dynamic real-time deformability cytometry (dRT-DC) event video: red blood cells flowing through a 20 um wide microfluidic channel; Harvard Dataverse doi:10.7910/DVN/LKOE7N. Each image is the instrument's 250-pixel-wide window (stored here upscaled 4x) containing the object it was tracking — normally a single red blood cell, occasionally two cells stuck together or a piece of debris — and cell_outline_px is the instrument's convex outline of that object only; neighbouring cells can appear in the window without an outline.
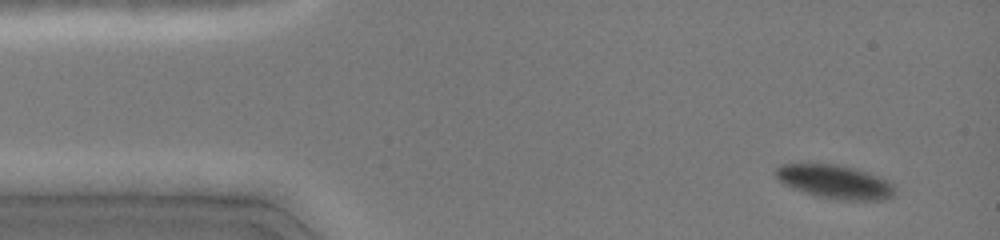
{"species": "common noctule bat (a hibernating species)", "species_latin": "Nyctalus noctula", "temperature_condition": "cold", "stored_images_in_passage": 5, "camera_frame_rate_fps": 3000, "um_per_image_px": 0.085, "animal": {"sex": "female", "body_mass_g": 19.0, "forearm_length_mm": 51.5}, "frame": {"image": 1, "passage_image": 2, "time_ms": 1.0, "image_size_px": [1000, 240], "cell_outline_px": [[892, 196], [884, 200], [836, 200], [816, 196], [792, 188], [784, 184], [772, 172], [780, 164], [836, 164], [852, 168], [876, 176], [892, 184]], "centroid_in_image_um": [70.88, 15.46], "position_along_channel_um": 14.1, "area_um2": 23.0}}
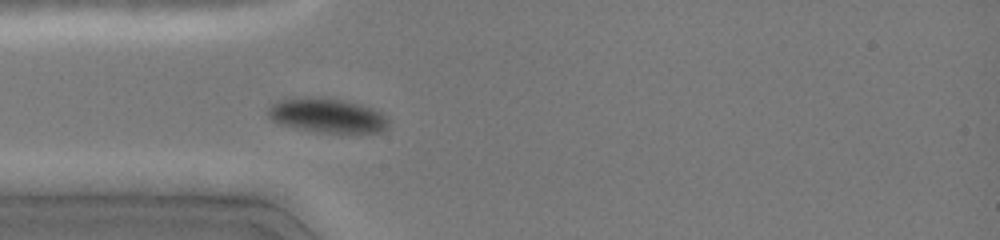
{"frame": {"image": 2, "passage_image": 5, "time_ms": 4.333, "image_size_px": [1000, 240], "cell_outline_px": [[388, 128], [380, 132], [316, 132], [280, 124], [272, 120], [268, 116], [268, 104], [292, 96], [320, 96], [344, 100], [360, 104], [372, 108], [380, 112], [388, 120]], "centroid_in_image_um": [27.75, 9.78], "position_along_channel_um": 57.2, "area_um2": 24.51}}